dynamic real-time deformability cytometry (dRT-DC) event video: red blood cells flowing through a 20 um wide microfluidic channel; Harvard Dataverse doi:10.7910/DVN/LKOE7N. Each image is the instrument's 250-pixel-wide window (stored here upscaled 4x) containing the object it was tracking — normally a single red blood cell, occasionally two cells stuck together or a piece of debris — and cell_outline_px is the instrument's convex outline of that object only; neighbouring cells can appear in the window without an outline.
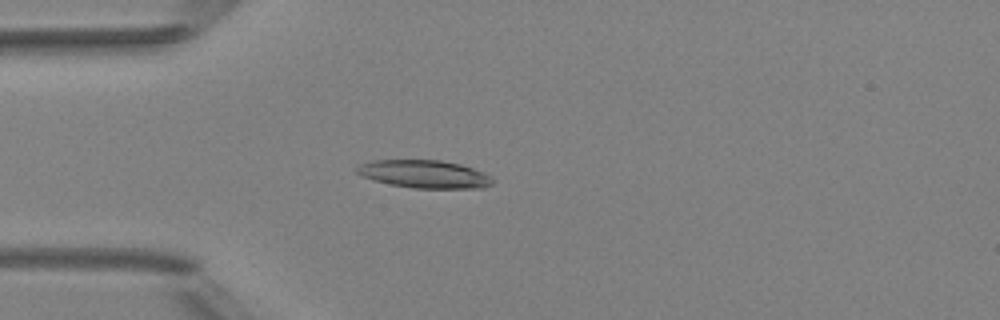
{"species": "Egyptian fruit bat (a non-hibernating species)", "species_latin": "Rousettus aegyptiacus", "temperature_condition": "room temperature", "stored_images_in_passage": 6, "camera_frame_rate_fps": 3000, "um_per_image_px": 0.085, "animal": {"sex": "female"}, "frame": {"image": 1, "passage_image": 4, "time_ms": 4.333, "image_size_px": [1000, 320], "cell_outline_px": [[492, 184], [484, 188], [412, 188], [388, 184], [372, 180], [356, 172], [356, 168], [360, 164], [372, 160], [440, 160], [460, 164], [484, 172], [492, 180]], "centroid_in_image_um": [36.05, 14.8], "position_along_channel_um": 49.0, "area_um2": 22.02}}
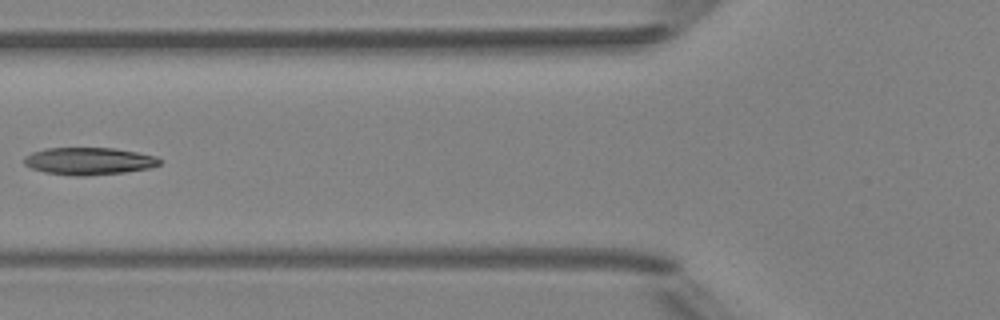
{"frame": {"image": 2, "passage_image": 6, "time_ms": 6.333, "image_size_px": [1000, 320], "cell_outline_px": [[160, 164], [152, 168], [124, 172], [88, 176], [72, 176], [44, 172], [32, 168], [24, 164], [24, 156], [32, 152], [44, 148], [116, 148], [156, 156], [160, 160]], "centroid_in_image_um": [7.55, 13.69], "position_along_channel_um": 118.3, "area_um2": 21.73}}